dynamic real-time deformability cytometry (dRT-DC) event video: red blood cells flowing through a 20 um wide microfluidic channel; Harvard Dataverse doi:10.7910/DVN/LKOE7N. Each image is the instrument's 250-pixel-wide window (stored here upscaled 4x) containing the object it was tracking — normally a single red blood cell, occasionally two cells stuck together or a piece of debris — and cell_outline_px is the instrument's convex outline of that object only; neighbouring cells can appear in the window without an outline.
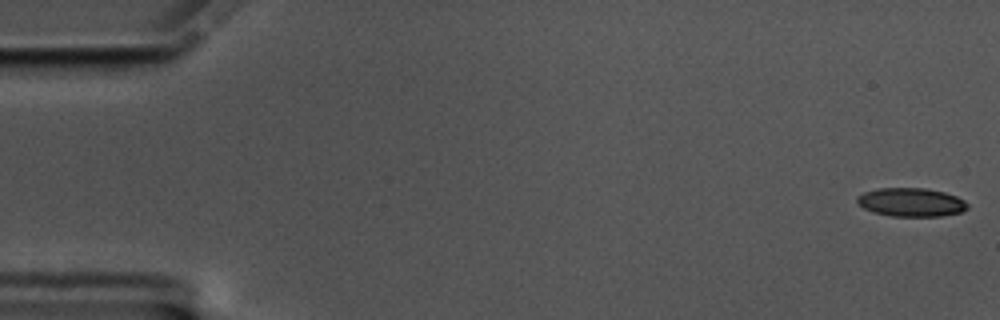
{"species": "common noctule bat (a hibernating species)", "species_latin": "Nyctalus noctula", "temperature_condition": "cold", "stored_images_in_passage": 56, "camera_frame_rate_fps": 3000, "um_per_image_px": 0.085, "animal": {"sex": "male", "body_mass_g": 17.5, "forearm_length_mm": 52.3}, "frame": {"image": 1, "passage_image": 1, "time_ms": 0.0, "image_size_px": [1000, 320], "cell_outline_px": [[968, 208], [960, 212], [940, 216], [892, 216], [872, 212], [864, 208], [856, 200], [856, 196], [864, 192], [876, 188], [924, 188], [944, 192], [956, 196], [964, 200], [968, 204]], "centroid_in_image_um": [77.43, 17.18], "position_along_channel_um": 7.6, "area_um2": 18.38}}
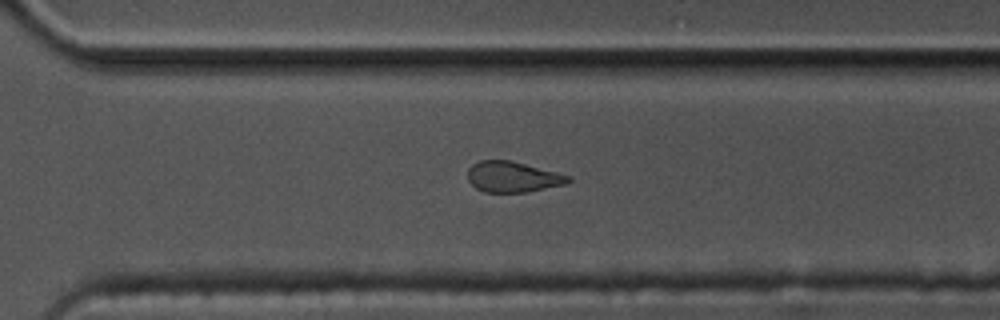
{"frame": {"image": 2, "passage_image": 40, "time_ms": 13.0, "image_size_px": [1000, 320], "cell_outline_px": [[572, 180], [564, 184], [528, 192], [484, 192], [476, 188], [468, 180], [468, 168], [472, 164], [480, 160], [512, 160], [572, 176]], "centroid_in_image_um": [43.58, 15.02], "position_along_channel_um": 327.0, "area_um2": 18.09}}
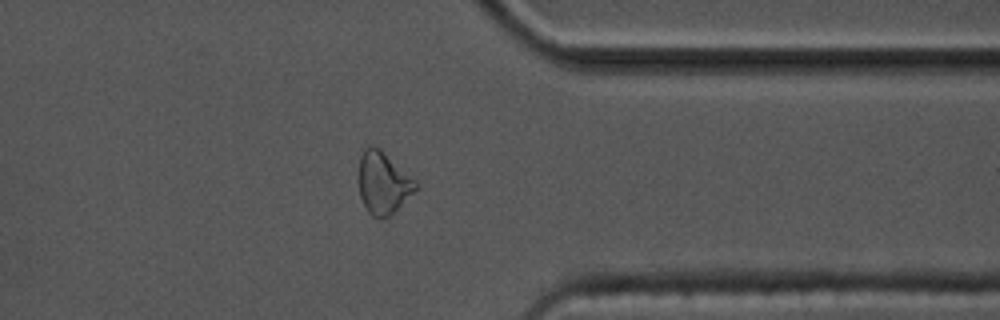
{"frame": {"image": 3, "passage_image": 45, "time_ms": 14.667, "image_size_px": [1000, 320], "cell_outline_px": [[420, 188], [388, 216], [372, 216], [368, 212], [360, 196], [356, 180], [356, 176], [360, 156], [364, 148], [368, 144], [372, 144], [380, 148], [416, 180], [420, 184]], "centroid_in_image_um": [32.54, 15.48], "position_along_channel_um": 378.9, "area_um2": 21.15}, "authors_computed_cell_mechanics": {"area_um2": 19.3052, "velocity_mm_per_s": 3.5327, "shape_relaxation_time_tau1_ms": null, "shape_relaxation_time_tau2_ms": 3.9114, "deformation_change_tau1": null, "deformation_change_tau2": 0.1109}}